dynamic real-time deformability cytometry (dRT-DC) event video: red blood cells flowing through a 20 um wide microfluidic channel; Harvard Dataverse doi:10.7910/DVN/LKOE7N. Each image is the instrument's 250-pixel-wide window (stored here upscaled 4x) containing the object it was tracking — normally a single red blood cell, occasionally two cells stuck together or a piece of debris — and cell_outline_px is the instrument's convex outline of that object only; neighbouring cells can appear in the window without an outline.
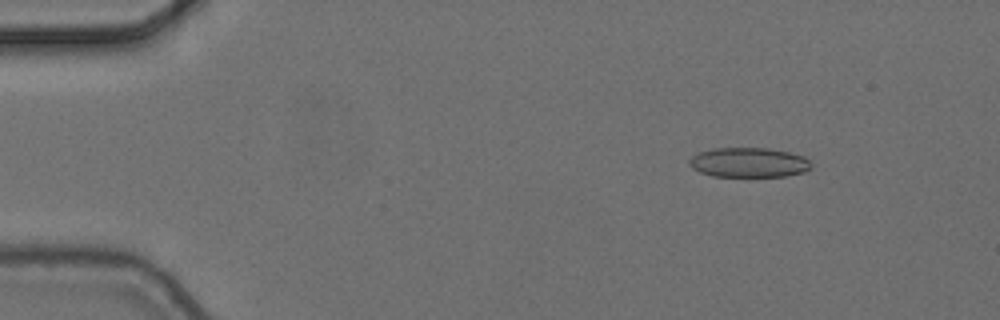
{"species": "common noctule bat (a hibernating species)", "species_latin": "Nyctalus noctula", "temperature_condition": "cold", "stored_images_in_passage": 8, "camera_frame_rate_fps": 3000, "um_per_image_px": 0.085, "animal": {"sex": "female", "body_mass_g": 24.6, "forearm_length_mm": 56.2}, "frame": {"image": 1, "passage_image": 1, "time_ms": 0.0, "image_size_px": [1000, 320], "cell_outline_px": [[812, 168], [804, 172], [784, 176], [712, 176], [700, 172], [692, 168], [688, 164], [688, 160], [692, 156], [700, 152], [712, 148], [768, 148], [788, 152], [804, 156], [812, 164]], "centroid_in_image_um": [63.64, 13.81], "position_along_channel_um": 21.4, "area_um2": 21.15}}
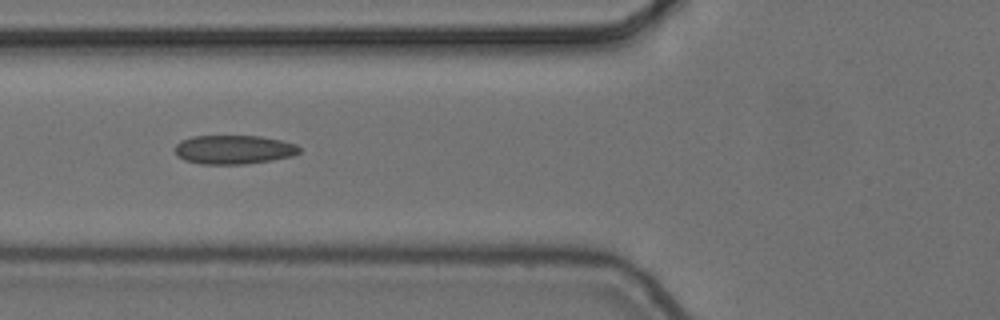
{"frame": {"image": 2, "passage_image": 5, "time_ms": 1.333, "image_size_px": [1000, 320], "cell_outline_px": [[300, 152], [292, 156], [272, 160], [244, 164], [200, 164], [184, 160], [176, 156], [176, 144], [180, 140], [192, 136], [260, 136], [280, 140], [296, 144], [300, 148]], "centroid_in_image_um": [19.85, 12.72], "position_along_channel_um": 106.0, "area_um2": 21.04}}
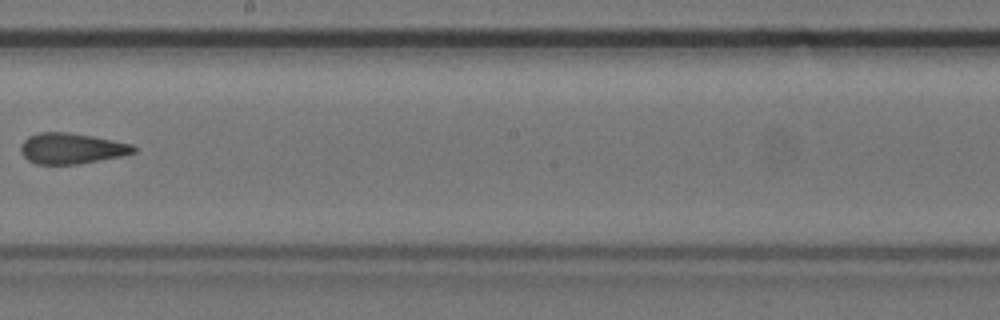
{"frame": {"image": 3, "passage_image": 8, "time_ms": 2.333, "image_size_px": [1000, 320], "cell_outline_px": [[136, 152], [120, 156], [80, 164], [36, 164], [28, 160], [20, 152], [20, 144], [28, 136], [40, 132], [68, 132], [92, 136], [132, 144], [136, 148]], "centroid_in_image_um": [6.05, 12.62], "position_along_channel_um": 242.2, "area_um2": 20.23}}